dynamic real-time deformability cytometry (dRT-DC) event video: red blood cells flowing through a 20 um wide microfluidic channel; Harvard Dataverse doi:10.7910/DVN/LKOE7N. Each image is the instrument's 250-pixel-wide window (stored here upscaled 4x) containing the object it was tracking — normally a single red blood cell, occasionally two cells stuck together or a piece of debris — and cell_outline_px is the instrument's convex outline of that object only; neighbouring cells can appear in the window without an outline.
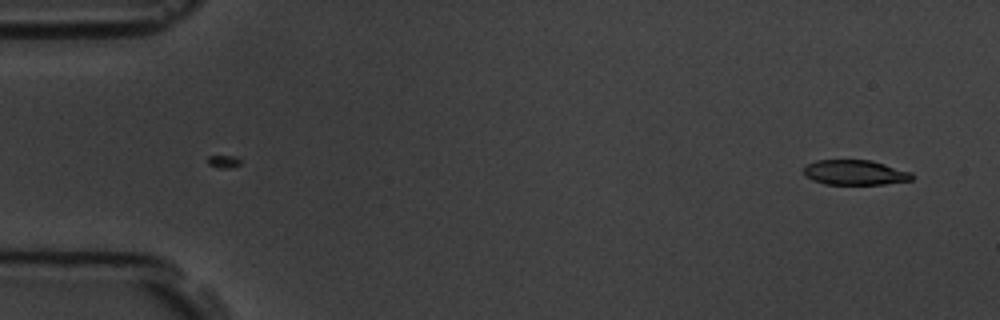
{"species": "common noctule bat (a hibernating species)", "species_latin": "Nyctalus noctula", "temperature_condition": "room temperature", "stored_images_in_passage": 5, "camera_frame_rate_fps": 3000, "um_per_image_px": 0.085, "animal": {"sex": "male", "body_mass_g": 19.5, "forearm_length_mm": 54.6}, "frame": {"image": 1, "passage_image": 5, "time_ms": 4.667, "image_size_px": [1000, 320], "cell_outline_px": [[916, 176], [912, 180], [884, 184], [824, 184], [812, 180], [804, 176], [804, 164], [816, 160], [872, 160], [912, 172]], "centroid_in_image_um": [72.67, 14.66], "position_along_channel_um": 12.3, "area_um2": 16.01}}